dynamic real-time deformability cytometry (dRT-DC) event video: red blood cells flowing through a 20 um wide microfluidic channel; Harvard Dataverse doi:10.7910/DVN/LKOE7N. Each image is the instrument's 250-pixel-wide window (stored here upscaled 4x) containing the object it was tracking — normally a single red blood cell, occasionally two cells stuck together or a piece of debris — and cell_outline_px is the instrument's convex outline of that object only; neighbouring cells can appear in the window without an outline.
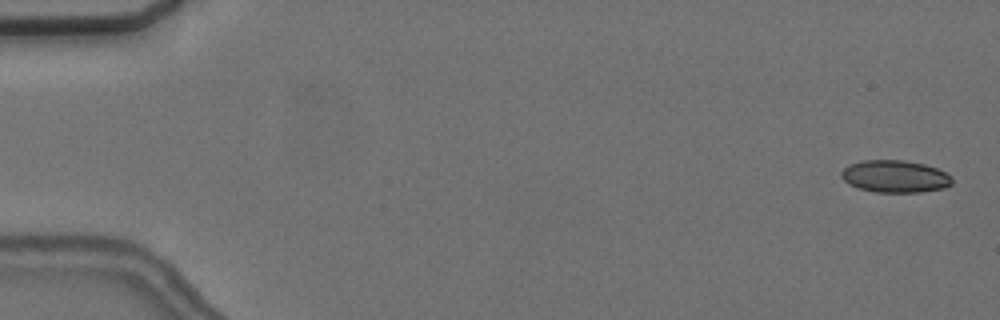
{"species": "common noctule bat (a hibernating species)", "species_latin": "Nyctalus noctula", "temperature_condition": "cold", "stored_images_in_passage": 7, "camera_frame_rate_fps": 3000, "um_per_image_px": 0.085, "animal": {"sex": "female", "body_mass_g": 24.6, "forearm_length_mm": 56.2}, "frame": {"image": 1, "passage_image": 2, "time_ms": 0.333, "image_size_px": [1000, 320], "cell_outline_px": [[952, 184], [944, 188], [920, 192], [876, 192], [860, 188], [848, 184], [840, 176], [840, 172], [844, 168], [852, 164], [864, 160], [904, 160], [924, 164], [936, 168], [952, 176]], "centroid_in_image_um": [76.08, 14.99], "position_along_channel_um": 8.9, "area_um2": 20.75}}